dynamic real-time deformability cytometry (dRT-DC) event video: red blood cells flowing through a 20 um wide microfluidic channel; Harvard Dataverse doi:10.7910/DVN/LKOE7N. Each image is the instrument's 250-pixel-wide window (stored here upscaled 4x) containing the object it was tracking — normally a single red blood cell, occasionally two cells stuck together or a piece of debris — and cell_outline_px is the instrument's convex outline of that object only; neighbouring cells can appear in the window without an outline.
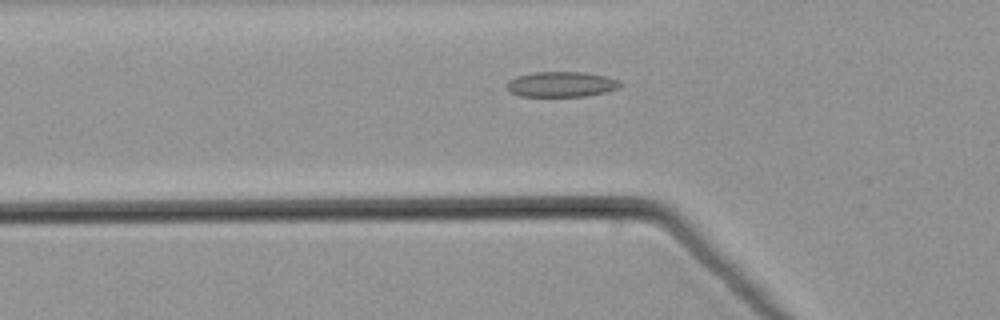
{"species": "common noctule bat (a hibernating species)", "species_latin": "Nyctalus noctula", "temperature_condition": "warm", "stored_images_in_passage": 45, "camera_frame_rate_fps": 3000, "um_per_image_px": 0.085, "animal": {"sex": "male", "body_mass_g": 21.5, "forearm_length_mm": 52.0}, "frame": {"image": 1, "passage_image": 10, "time_ms": 3.0, "image_size_px": [1000, 320], "cell_outline_px": [[624, 84], [620, 88], [604, 92], [584, 96], [520, 96], [508, 92], [504, 88], [504, 84], [508, 80], [516, 76], [532, 72], [584, 72], [604, 76], [620, 80]], "centroid_in_image_um": [47.66, 7.16], "position_along_channel_um": 78.1, "area_um2": 17.05}}
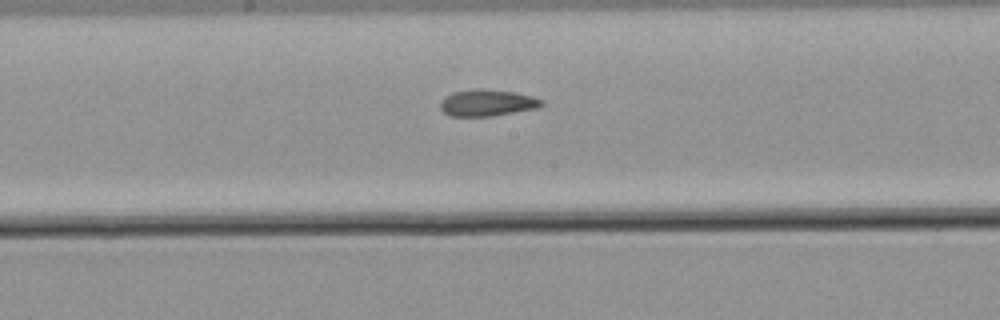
{"frame": {"image": 2, "passage_image": 20, "time_ms": 6.333, "image_size_px": [1000, 320], "cell_outline_px": [[544, 104], [536, 108], [492, 116], [452, 116], [444, 112], [440, 108], [440, 100], [444, 96], [452, 92], [472, 88], [484, 88], [512, 92], [532, 96], [544, 100]], "centroid_in_image_um": [41.37, 8.72], "position_along_channel_um": 206.8, "area_um2": 15.84}}
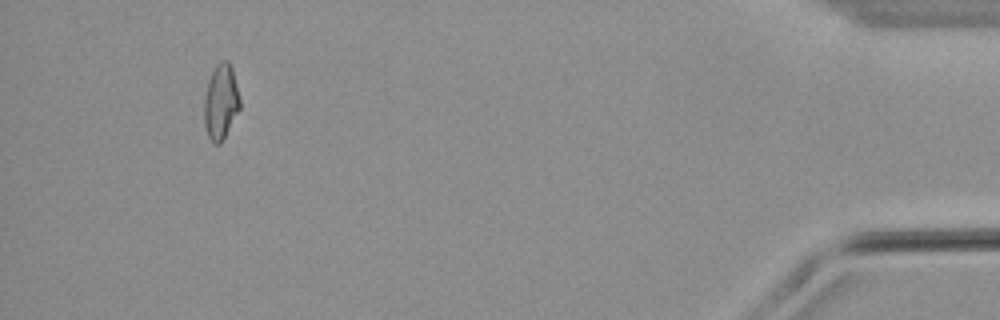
{"frame": {"image": 3, "passage_image": 42, "time_ms": 13.667, "image_size_px": [1000, 320], "cell_outline_px": [[240, 108], [220, 144], [216, 144], [208, 136], [204, 124], [204, 96], [208, 80], [216, 64], [220, 60], [228, 60], [232, 68], [240, 100]], "centroid_in_image_um": [18.76, 8.62], "position_along_channel_um": 416.4, "area_um2": 15.55}}